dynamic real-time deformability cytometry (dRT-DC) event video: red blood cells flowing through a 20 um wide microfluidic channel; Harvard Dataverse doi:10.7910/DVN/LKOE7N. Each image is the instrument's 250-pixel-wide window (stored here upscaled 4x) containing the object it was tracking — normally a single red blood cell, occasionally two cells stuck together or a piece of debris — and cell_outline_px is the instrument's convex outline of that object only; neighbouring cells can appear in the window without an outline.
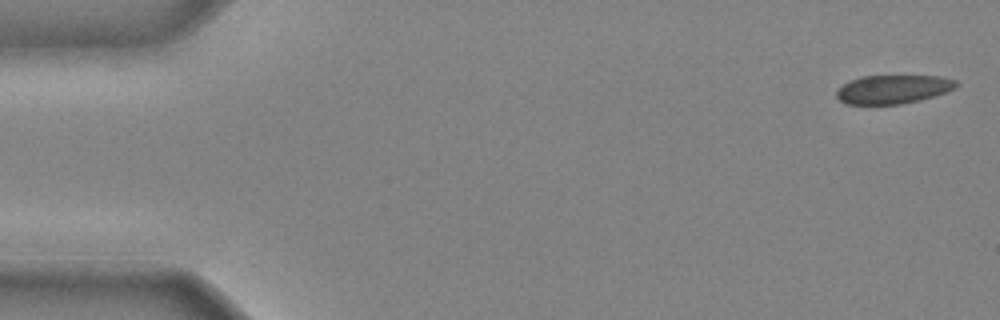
{"species": "common noctule bat (a hibernating species)", "species_latin": "Nyctalus noctula", "temperature_condition": "cold", "stored_images_in_passage": 10, "camera_frame_rate_fps": 3000, "um_per_image_px": 0.085, "animal": {"sex": "male", "body_mass_g": 20.4}, "frame": {"image": 1, "passage_image": 1, "time_ms": 0.0, "image_size_px": [1000, 320], "cell_outline_px": [[960, 84], [956, 88], [920, 100], [900, 104], [844, 104], [836, 96], [836, 92], [848, 80], [860, 76], [940, 76], [956, 80]], "centroid_in_image_um": [75.9, 7.58], "position_along_channel_um": 9.1, "area_um2": 20.0}}